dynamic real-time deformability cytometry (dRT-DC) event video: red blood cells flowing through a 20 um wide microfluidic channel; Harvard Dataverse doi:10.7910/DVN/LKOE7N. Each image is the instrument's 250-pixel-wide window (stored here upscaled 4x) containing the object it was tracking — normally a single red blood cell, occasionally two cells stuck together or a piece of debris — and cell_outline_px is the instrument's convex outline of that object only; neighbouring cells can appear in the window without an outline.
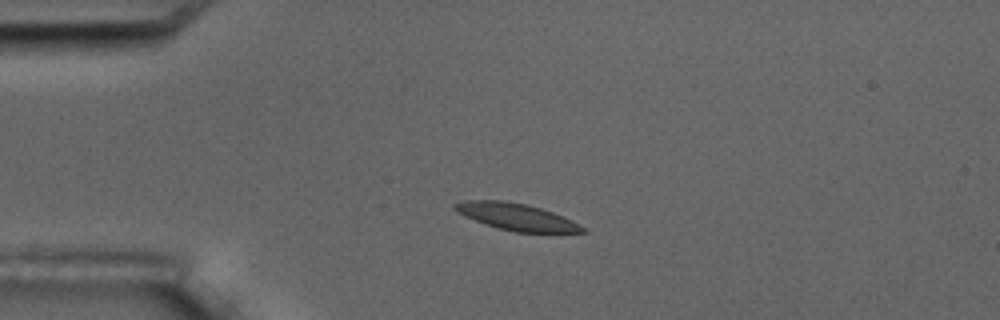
{"species": "common noctule bat (a hibernating species)", "species_latin": "Nyctalus noctula", "temperature_condition": "room temperature", "stored_images_in_passage": 5, "camera_frame_rate_fps": 3000, "um_per_image_px": 0.085, "animal": {"sex": "male", "body_mass_g": 17.5, "forearm_length_mm": 52.3}, "frame": {"image": 1, "passage_image": 3, "time_ms": 2.0, "image_size_px": [1000, 320], "cell_outline_px": [[588, 232], [516, 232], [496, 228], [484, 224], [456, 212], [452, 208], [452, 204], [464, 200], [504, 200], [524, 204], [540, 208], [564, 216], [572, 220], [584, 228]], "centroid_in_image_um": [43.84, 18.42], "position_along_channel_um": 41.2, "area_um2": 19.94}}